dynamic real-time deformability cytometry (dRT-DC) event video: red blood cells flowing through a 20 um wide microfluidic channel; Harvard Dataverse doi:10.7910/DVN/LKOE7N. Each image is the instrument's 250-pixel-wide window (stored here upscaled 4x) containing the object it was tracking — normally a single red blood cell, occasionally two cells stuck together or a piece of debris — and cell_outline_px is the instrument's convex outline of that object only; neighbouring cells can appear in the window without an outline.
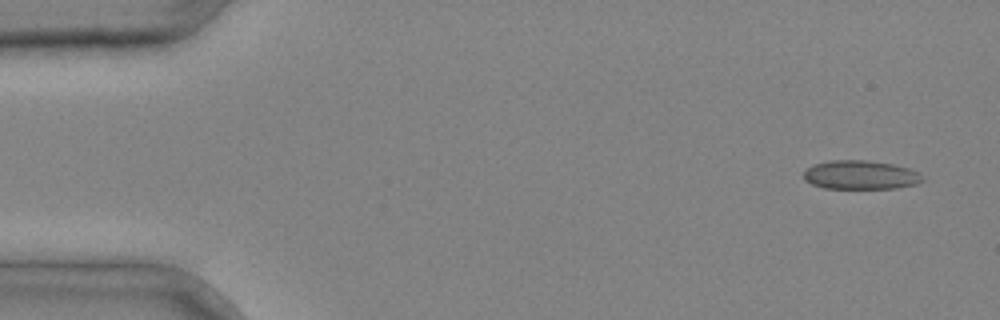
{"species": "common noctule bat (a hibernating species)", "species_latin": "Nyctalus noctula", "temperature_condition": "cold", "stored_images_in_passage": 3, "camera_frame_rate_fps": 3000, "um_per_image_px": 0.085, "animal": {"sex": "male", "body_mass_g": 20.4}, "frame": {"image": 1, "passage_image": 1, "time_ms": 0.0, "image_size_px": [1000, 320], "cell_outline_px": [[924, 180], [916, 184], [896, 188], [824, 188], [812, 184], [804, 180], [804, 168], [812, 164], [828, 160], [864, 160], [892, 164], [908, 168], [920, 172]], "centroid_in_image_um": [73.11, 14.86], "position_along_channel_um": 11.9, "area_um2": 20.11}}